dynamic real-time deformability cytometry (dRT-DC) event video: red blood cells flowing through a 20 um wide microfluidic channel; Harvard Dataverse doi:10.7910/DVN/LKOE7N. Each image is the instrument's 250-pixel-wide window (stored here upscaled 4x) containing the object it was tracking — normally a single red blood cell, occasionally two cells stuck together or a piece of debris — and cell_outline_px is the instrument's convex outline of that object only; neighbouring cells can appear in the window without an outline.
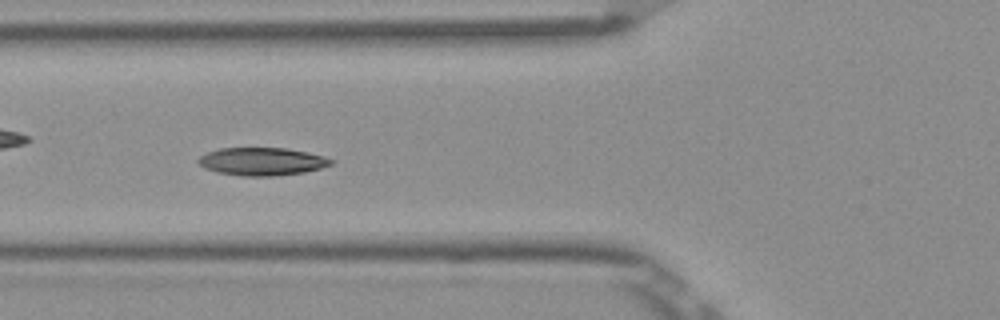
{"species": "Egyptian fruit bat (a non-hibernating species)", "species_latin": "Rousettus aegyptiacus", "temperature_condition": "room temperature", "stored_images_in_passage": 40, "camera_frame_rate_fps": 3000, "um_per_image_px": 0.085, "frame": {"image": 1, "passage_image": 6, "time_ms": 1.667, "image_size_px": [1000, 320], "cell_outline_px": [[336, 160], [332, 164], [320, 168], [304, 172], [272, 176], [244, 176], [216, 172], [204, 168], [196, 160], [200, 156], [208, 152], [220, 148], [284, 148], [308, 152], [324, 156]], "centroid_in_image_um": [22.27, 13.72], "position_along_channel_um": 103.5, "area_um2": 21.56}}
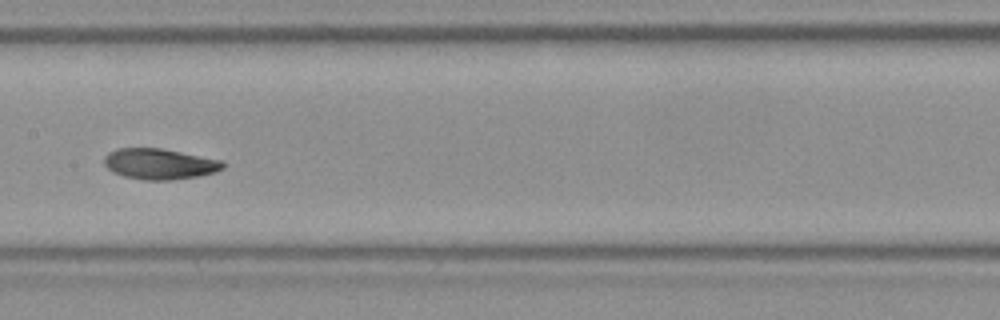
{"frame": {"image": 2, "passage_image": 13, "time_ms": 4.0, "image_size_px": [1000, 320], "cell_outline_px": [[224, 168], [216, 172], [196, 176], [172, 180], [144, 180], [124, 176], [112, 172], [104, 164], [104, 156], [108, 152], [116, 148], [160, 148], [224, 160]], "centroid_in_image_um": [13.56, 13.93], "position_along_channel_um": 193.8, "area_um2": 21.39}}
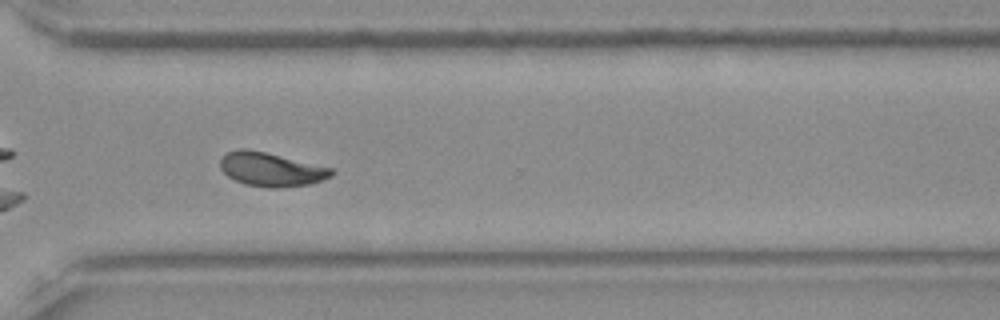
{"frame": {"image": 3, "passage_image": 25, "time_ms": 8.0, "image_size_px": [1000, 320], "cell_outline_px": [[336, 172], [332, 176], [312, 184], [280, 188], [268, 188], [244, 184], [228, 176], [220, 168], [220, 160], [228, 152], [236, 148], [248, 148], [332, 168]], "centroid_in_image_um": [23.05, 14.4], "position_along_channel_um": 347.5, "area_um2": 22.02}, "authors_computed_cell_mechanics": {"area_um2": 21.2126, "velocity_mm_per_s": 3.8556, "shape_relaxation_time_tau1_ms": 3.333, "shape_relaxation_time_tau2_ms": 2.7341, "deformation_change_tau1": 0.1501, "deformation_change_tau2": 0.0755}}